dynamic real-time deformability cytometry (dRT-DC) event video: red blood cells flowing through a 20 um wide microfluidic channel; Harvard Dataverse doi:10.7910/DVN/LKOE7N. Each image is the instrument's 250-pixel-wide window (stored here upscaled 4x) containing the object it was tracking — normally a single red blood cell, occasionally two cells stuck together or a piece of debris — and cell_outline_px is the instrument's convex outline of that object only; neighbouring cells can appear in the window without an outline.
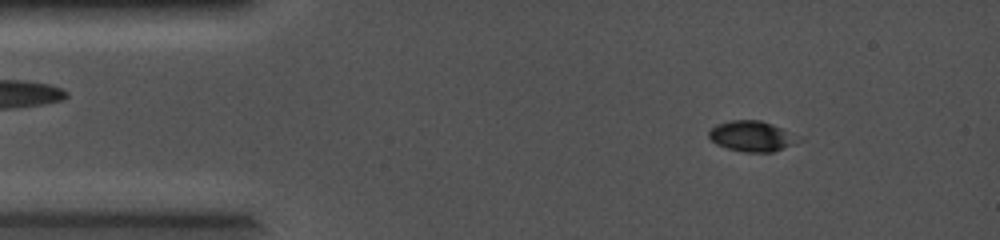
{"species": "common noctule bat (a hibernating species)", "species_latin": "Nyctalus noctula", "temperature_condition": "cold", "stored_images_in_passage": 65, "camera_frame_rate_fps": 5000, "um_per_image_px": 0.085, "animal": {"sex": "female", "body_mass_g": 19.0, "forearm_length_mm": 56.7}, "frame": {"image": 1, "passage_image": 8, "time_ms": 1.4, "image_size_px": [1000, 240], "cell_outline_px": [[804, 140], [772, 152], [744, 152], [728, 148], [716, 144], [708, 136], [708, 132], [716, 124], [728, 120], [760, 120], [772, 124], [804, 136]], "centroid_in_image_um": [63.98, 11.57], "position_along_channel_um": 21.0, "area_um2": 16.24}}
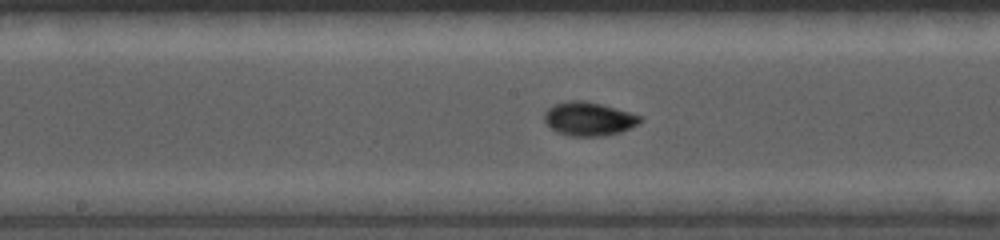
{"frame": {"image": 2, "passage_image": 33, "time_ms": 6.4, "image_size_px": [1000, 240], "cell_outline_px": [[644, 120], [640, 124], [620, 132], [604, 136], [572, 136], [556, 132], [548, 128], [544, 120], [544, 112], [548, 108], [556, 104], [568, 100], [584, 100], [600, 104], [644, 116]], "centroid_in_image_um": [50.06, 10.11], "position_along_channel_um": 198.1, "area_um2": 19.07}}
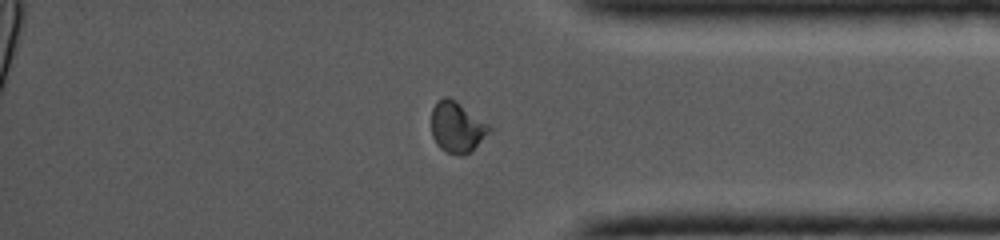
{"frame": {"image": 3, "passage_image": 54, "time_ms": 10.6, "image_size_px": [1000, 240], "cell_outline_px": [[492, 128], [468, 152], [448, 152], [440, 148], [436, 144], [432, 136], [432, 108], [444, 96], [448, 96], [456, 100], [488, 124]], "centroid_in_image_um": [38.8, 10.74], "position_along_channel_um": 396.4, "area_um2": 16.36}}